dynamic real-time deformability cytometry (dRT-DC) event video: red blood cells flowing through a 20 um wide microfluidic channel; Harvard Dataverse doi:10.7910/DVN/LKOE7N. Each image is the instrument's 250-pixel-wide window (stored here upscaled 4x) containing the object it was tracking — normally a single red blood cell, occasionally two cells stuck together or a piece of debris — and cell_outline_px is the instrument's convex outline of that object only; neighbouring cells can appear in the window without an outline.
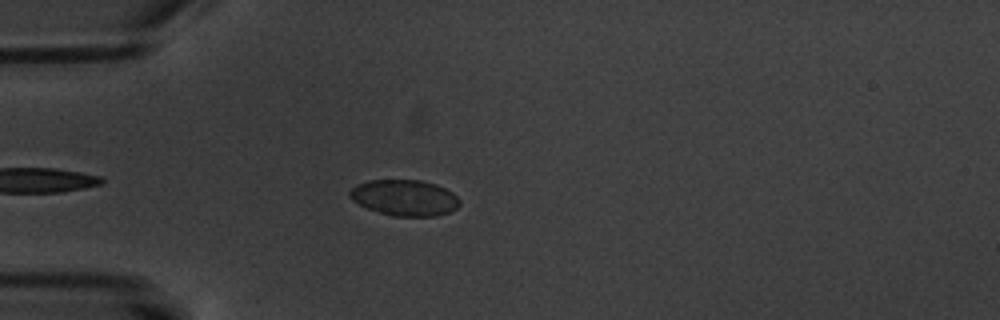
{"species": "common noctule bat (a hibernating species)", "species_latin": "Nyctalus noctula", "temperature_condition": "warm", "stored_images_in_passage": 3, "camera_frame_rate_fps": 3000, "um_per_image_px": 0.085, "animal": {"sex": "male", "body_mass_g": 20.1, "forearm_length_mm": 53.5}, "frame": {"image": 1, "passage_image": 3, "time_ms": 2.333, "image_size_px": [1000, 320], "cell_outline_px": [[460, 204], [456, 208], [448, 212], [436, 216], [392, 216], [368, 208], [352, 200], [348, 196], [348, 192], [356, 184], [368, 180], [420, 180], [436, 184], [452, 192], [460, 200]], "centroid_in_image_um": [34.38, 16.8], "position_along_channel_um": 50.6, "area_um2": 23.0}}